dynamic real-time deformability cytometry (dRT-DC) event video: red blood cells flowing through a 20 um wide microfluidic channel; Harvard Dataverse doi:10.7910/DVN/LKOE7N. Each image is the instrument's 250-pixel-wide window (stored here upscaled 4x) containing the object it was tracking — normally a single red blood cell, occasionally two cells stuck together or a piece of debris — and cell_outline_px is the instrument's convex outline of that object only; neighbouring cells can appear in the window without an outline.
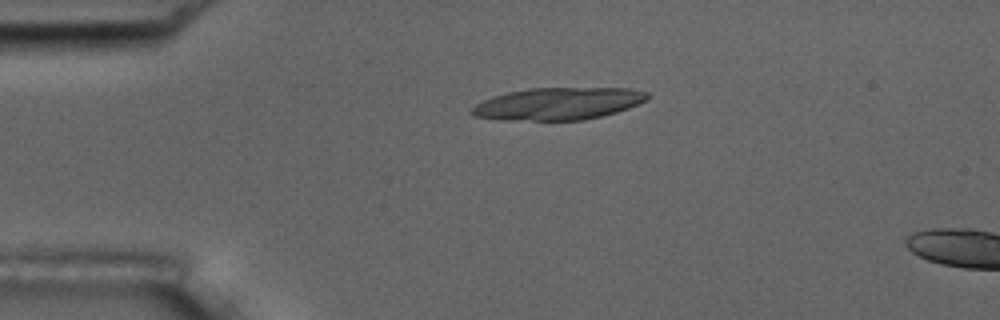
{"species": "common noctule bat (a hibernating species)", "species_latin": "Nyctalus noctula", "temperature_condition": "room temperature", "stored_images_in_passage": 6, "camera_frame_rate_fps": 3000, "um_per_image_px": 0.085, "animal": {"sex": "male", "body_mass_g": 17.5, "forearm_length_mm": 52.3}, "frame": {"image": 1, "passage_image": 4, "time_ms": 31.0, "image_size_px": [1000, 320], "cell_outline_px": [[648, 100], [628, 108], [616, 112], [584, 120], [500, 120], [476, 116], [468, 112], [476, 104], [492, 96], [508, 92], [528, 88], [628, 88], [648, 92]], "centroid_in_image_um": [47.44, 8.81], "position_along_channel_um": 37.6, "area_um2": 33.0}}